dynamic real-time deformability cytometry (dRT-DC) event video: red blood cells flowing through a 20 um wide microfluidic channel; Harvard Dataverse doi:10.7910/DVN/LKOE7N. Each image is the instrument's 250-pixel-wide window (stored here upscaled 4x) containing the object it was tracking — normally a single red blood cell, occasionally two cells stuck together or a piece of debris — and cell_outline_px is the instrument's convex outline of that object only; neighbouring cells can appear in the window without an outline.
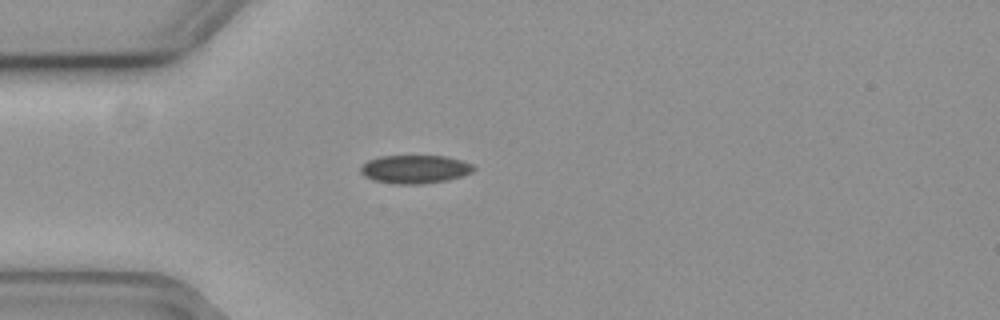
{"species": "common noctule bat (a hibernating species)", "species_latin": "Nyctalus noctula", "temperature_condition": "cold", "stored_images_in_passage": 42, "camera_frame_rate_fps": 3000, "um_per_image_px": 0.085, "animal": {"sex": "female", "body_mass_g": 19.3, "forearm_length_mm": 54.1}, "frame": {"image": 1, "passage_image": 1, "time_ms": 0.0, "image_size_px": [1000, 320], "cell_outline_px": [[476, 168], [472, 172], [460, 176], [444, 180], [420, 184], [396, 184], [372, 180], [364, 176], [360, 172], [360, 168], [368, 160], [380, 156], [448, 156], [472, 164]], "centroid_in_image_um": [35.24, 14.38], "position_along_channel_um": 49.8, "area_um2": 18.55}}
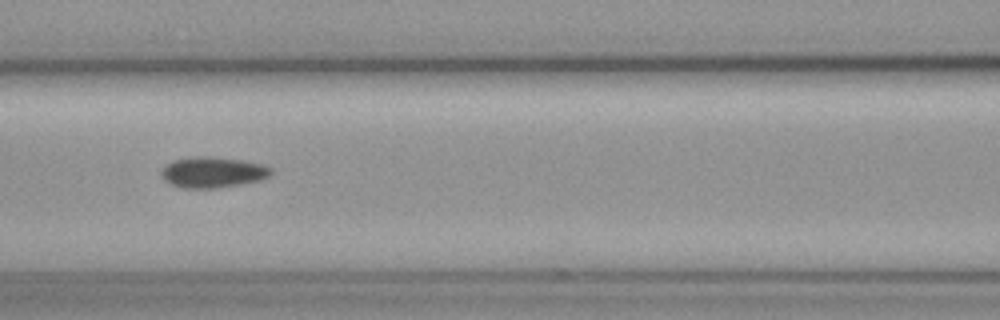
{"frame": {"image": 2, "passage_image": 10, "time_ms": 3.0, "image_size_px": [1000, 320], "cell_outline_px": [[272, 172], [268, 176], [260, 180], [240, 184], [216, 188], [180, 188], [164, 180], [160, 172], [160, 168], [172, 160], [196, 156], [208, 156], [244, 160], [260, 164], [272, 168]], "centroid_in_image_um": [18.04, 14.63], "position_along_channel_um": 148.6, "area_um2": 19.77}}
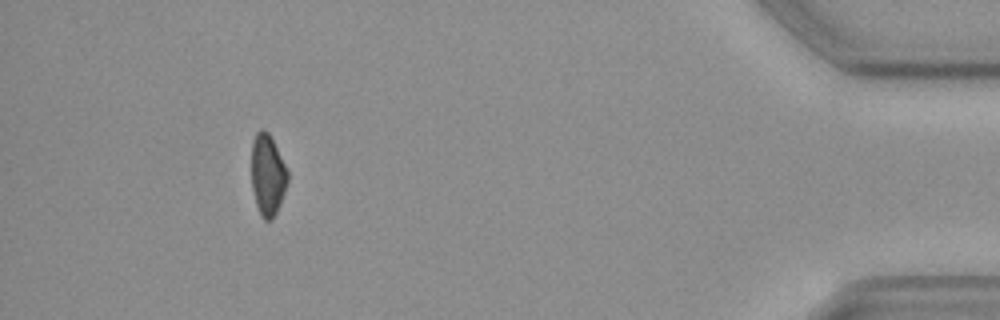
{"frame": {"image": 3, "passage_image": 37, "time_ms": 12.0, "image_size_px": [1000, 320], "cell_outline_px": [[288, 180], [280, 204], [272, 220], [264, 220], [260, 216], [256, 204], [252, 188], [252, 140], [256, 132], [260, 128], [268, 132], [288, 172]], "centroid_in_image_um": [22.73, 14.88], "position_along_channel_um": 412.5, "area_um2": 16.94}}